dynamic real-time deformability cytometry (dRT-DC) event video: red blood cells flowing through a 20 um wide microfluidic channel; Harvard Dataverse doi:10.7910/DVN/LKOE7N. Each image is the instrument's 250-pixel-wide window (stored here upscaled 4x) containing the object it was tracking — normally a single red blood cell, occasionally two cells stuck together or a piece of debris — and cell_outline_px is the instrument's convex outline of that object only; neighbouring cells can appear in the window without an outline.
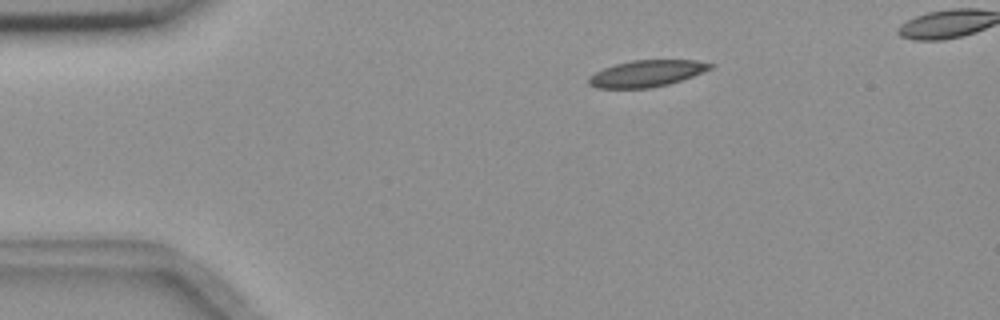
{"species": "common noctule bat (a hibernating species)", "species_latin": "Nyctalus noctula", "temperature_condition": "room temperature", "stored_images_in_passage": 45, "camera_frame_rate_fps": 3000, "um_per_image_px": 0.085, "animal": {"sex": "female", "body_mass_g": 18.4}, "frame": {"image": 1, "passage_image": 2, "time_ms": 0.333, "image_size_px": [1000, 320], "cell_outline_px": [[716, 64], [712, 68], [692, 76], [668, 84], [648, 88], [596, 88], [588, 84], [588, 76], [604, 68], [616, 64], [632, 60], [696, 60]], "centroid_in_image_um": [54.95, 6.24], "position_along_channel_um": 30.0, "area_um2": 18.73}}
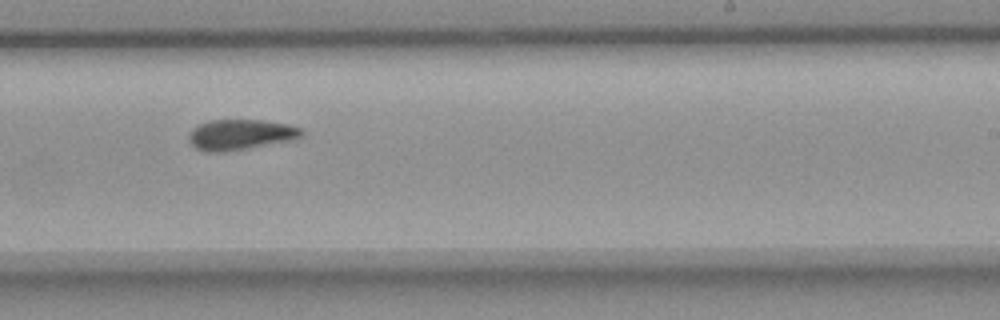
{"frame": {"image": 2, "passage_image": 26, "time_ms": 8.333, "image_size_px": [1000, 320], "cell_outline_px": [[304, 132], [300, 136], [288, 140], [228, 152], [208, 152], [196, 148], [188, 140], [188, 132], [196, 124], [208, 120], [260, 120], [288, 124], [304, 128]], "centroid_in_image_um": [20.37, 11.43], "position_along_channel_um": 268.6, "area_um2": 20.11}}
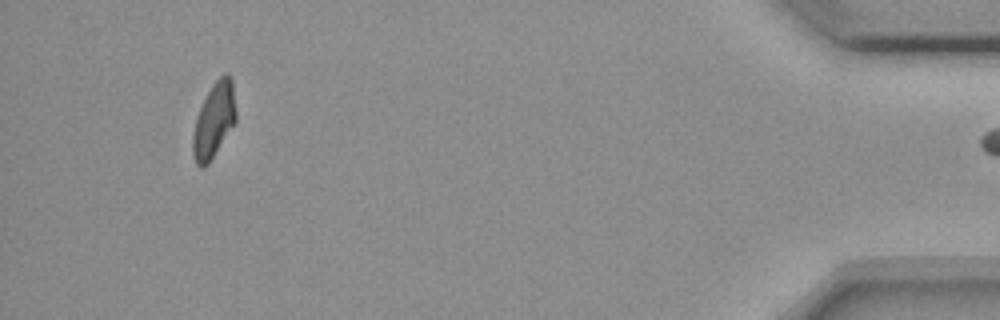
{"frame": {"image": 3, "passage_image": 44, "time_ms": 14.333, "image_size_px": [1000, 320], "cell_outline_px": [[236, 120], [208, 164], [204, 168], [200, 168], [196, 164], [192, 156], [192, 136], [196, 116], [212, 84], [224, 72], [228, 72], [232, 76], [236, 112]], "centroid_in_image_um": [18.18, 10.21], "position_along_channel_um": 417.0, "area_um2": 18.9}}